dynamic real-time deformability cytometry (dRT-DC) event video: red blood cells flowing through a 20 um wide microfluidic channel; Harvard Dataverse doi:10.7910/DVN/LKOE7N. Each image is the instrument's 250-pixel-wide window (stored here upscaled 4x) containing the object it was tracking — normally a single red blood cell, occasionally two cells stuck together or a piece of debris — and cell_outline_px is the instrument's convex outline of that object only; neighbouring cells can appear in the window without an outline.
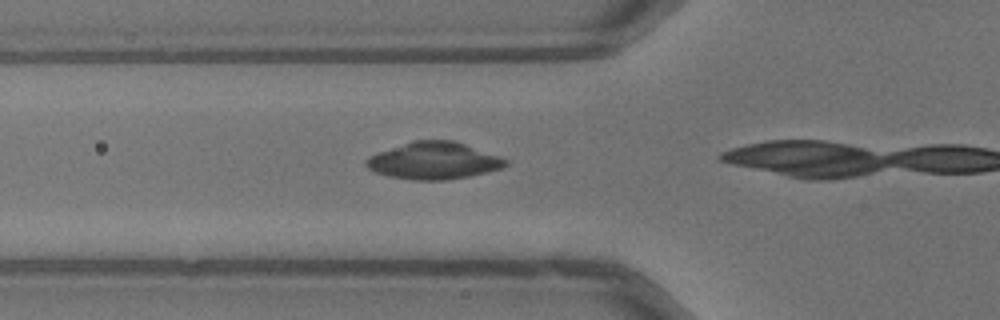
{"species": "common noctule bat (a hibernating species)", "species_latin": "Nyctalus noctula", "temperature_condition": "warm", "stored_images_in_passage": 4, "camera_frame_rate_fps": 3000, "um_per_image_px": 0.085, "animal": {"sex": "male", "body_mass_g": 13.3}, "frame": {"image": 1, "passage_image": 3, "time_ms": 0.667, "image_size_px": [1000, 320], "cell_outline_px": [[508, 164], [500, 168], [468, 176], [444, 180], [412, 180], [388, 176], [376, 172], [368, 168], [364, 164], [364, 160], [368, 156], [412, 140], [452, 140], [500, 156], [508, 160]], "centroid_in_image_um": [36.83, 13.66], "position_along_channel_um": 89.0, "area_um2": 29.88}}